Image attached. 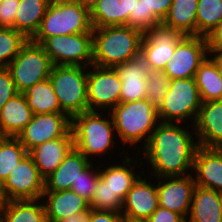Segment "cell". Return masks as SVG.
<instances>
[{"label": "cell", "mask_w": 222, "mask_h": 222, "mask_svg": "<svg viewBox=\"0 0 222 222\" xmlns=\"http://www.w3.org/2000/svg\"><path fill=\"white\" fill-rule=\"evenodd\" d=\"M181 123L159 122L152 132L149 141L137 152L143 151L142 159L147 160L151 169V176H184L192 174L194 157L199 147L194 140V126L188 131ZM194 140V141H193ZM144 149V150H143ZM191 171V172H190ZM190 172V173H188Z\"/></svg>", "instance_id": "1"}, {"label": "cell", "mask_w": 222, "mask_h": 222, "mask_svg": "<svg viewBox=\"0 0 222 222\" xmlns=\"http://www.w3.org/2000/svg\"><path fill=\"white\" fill-rule=\"evenodd\" d=\"M93 65L115 68L141 51L143 34L130 26L93 28Z\"/></svg>", "instance_id": "2"}, {"label": "cell", "mask_w": 222, "mask_h": 222, "mask_svg": "<svg viewBox=\"0 0 222 222\" xmlns=\"http://www.w3.org/2000/svg\"><path fill=\"white\" fill-rule=\"evenodd\" d=\"M101 112V113H100ZM102 111H86L71 118V130L74 136V147L89 160L102 154H111L115 142V126L109 113L102 116ZM108 116V118H107ZM115 142V143H114ZM109 150V152H108ZM91 158V159H90Z\"/></svg>", "instance_id": "3"}, {"label": "cell", "mask_w": 222, "mask_h": 222, "mask_svg": "<svg viewBox=\"0 0 222 222\" xmlns=\"http://www.w3.org/2000/svg\"><path fill=\"white\" fill-rule=\"evenodd\" d=\"M90 11L77 0H51L35 35L30 39L41 44L46 38L78 33H92Z\"/></svg>", "instance_id": "4"}, {"label": "cell", "mask_w": 222, "mask_h": 222, "mask_svg": "<svg viewBox=\"0 0 222 222\" xmlns=\"http://www.w3.org/2000/svg\"><path fill=\"white\" fill-rule=\"evenodd\" d=\"M117 137L123 145L131 147L143 142L147 144L149 138L160 122L157 108L147 99L119 103L110 112ZM142 140V141H141Z\"/></svg>", "instance_id": "5"}, {"label": "cell", "mask_w": 222, "mask_h": 222, "mask_svg": "<svg viewBox=\"0 0 222 222\" xmlns=\"http://www.w3.org/2000/svg\"><path fill=\"white\" fill-rule=\"evenodd\" d=\"M88 67L53 65L49 79L60 108L72 118L88 111L87 76Z\"/></svg>", "instance_id": "6"}, {"label": "cell", "mask_w": 222, "mask_h": 222, "mask_svg": "<svg viewBox=\"0 0 222 222\" xmlns=\"http://www.w3.org/2000/svg\"><path fill=\"white\" fill-rule=\"evenodd\" d=\"M202 100L197 84L193 78H178L170 82V86L157 108L160 122L186 123L190 120V126H194Z\"/></svg>", "instance_id": "7"}, {"label": "cell", "mask_w": 222, "mask_h": 222, "mask_svg": "<svg viewBox=\"0 0 222 222\" xmlns=\"http://www.w3.org/2000/svg\"><path fill=\"white\" fill-rule=\"evenodd\" d=\"M52 66L43 47L29 39L7 69L11 73L17 91L23 93L34 84L48 79Z\"/></svg>", "instance_id": "8"}, {"label": "cell", "mask_w": 222, "mask_h": 222, "mask_svg": "<svg viewBox=\"0 0 222 222\" xmlns=\"http://www.w3.org/2000/svg\"><path fill=\"white\" fill-rule=\"evenodd\" d=\"M40 45L53 65H93L92 33L53 36L46 38Z\"/></svg>", "instance_id": "9"}, {"label": "cell", "mask_w": 222, "mask_h": 222, "mask_svg": "<svg viewBox=\"0 0 222 222\" xmlns=\"http://www.w3.org/2000/svg\"><path fill=\"white\" fill-rule=\"evenodd\" d=\"M89 67L91 69L88 68L87 76L88 111H111L120 103V76L115 68L97 65Z\"/></svg>", "instance_id": "10"}, {"label": "cell", "mask_w": 222, "mask_h": 222, "mask_svg": "<svg viewBox=\"0 0 222 222\" xmlns=\"http://www.w3.org/2000/svg\"><path fill=\"white\" fill-rule=\"evenodd\" d=\"M0 186L6 201L42 199L44 178L28 153Z\"/></svg>", "instance_id": "11"}, {"label": "cell", "mask_w": 222, "mask_h": 222, "mask_svg": "<svg viewBox=\"0 0 222 222\" xmlns=\"http://www.w3.org/2000/svg\"><path fill=\"white\" fill-rule=\"evenodd\" d=\"M208 53L206 37L185 36L176 45L175 52L167 62L164 72L171 80L193 78Z\"/></svg>", "instance_id": "12"}, {"label": "cell", "mask_w": 222, "mask_h": 222, "mask_svg": "<svg viewBox=\"0 0 222 222\" xmlns=\"http://www.w3.org/2000/svg\"><path fill=\"white\" fill-rule=\"evenodd\" d=\"M70 130L71 118L66 113L33 114L17 138L30 152L46 141L64 137Z\"/></svg>", "instance_id": "13"}, {"label": "cell", "mask_w": 222, "mask_h": 222, "mask_svg": "<svg viewBox=\"0 0 222 222\" xmlns=\"http://www.w3.org/2000/svg\"><path fill=\"white\" fill-rule=\"evenodd\" d=\"M184 37L180 31L160 24L143 34L140 52L147 59L152 70H164L175 52L176 45Z\"/></svg>", "instance_id": "14"}, {"label": "cell", "mask_w": 222, "mask_h": 222, "mask_svg": "<svg viewBox=\"0 0 222 222\" xmlns=\"http://www.w3.org/2000/svg\"><path fill=\"white\" fill-rule=\"evenodd\" d=\"M195 187L193 173L184 176L157 177L159 206L187 219Z\"/></svg>", "instance_id": "15"}, {"label": "cell", "mask_w": 222, "mask_h": 222, "mask_svg": "<svg viewBox=\"0 0 222 222\" xmlns=\"http://www.w3.org/2000/svg\"><path fill=\"white\" fill-rule=\"evenodd\" d=\"M142 176L145 175L137 179L123 200L121 213L125 222H145L159 207L157 185Z\"/></svg>", "instance_id": "16"}, {"label": "cell", "mask_w": 222, "mask_h": 222, "mask_svg": "<svg viewBox=\"0 0 222 222\" xmlns=\"http://www.w3.org/2000/svg\"><path fill=\"white\" fill-rule=\"evenodd\" d=\"M121 79L120 103L143 100L147 94V74L152 70L147 59L138 55L115 67Z\"/></svg>", "instance_id": "17"}, {"label": "cell", "mask_w": 222, "mask_h": 222, "mask_svg": "<svg viewBox=\"0 0 222 222\" xmlns=\"http://www.w3.org/2000/svg\"><path fill=\"white\" fill-rule=\"evenodd\" d=\"M194 132L199 146L222 148V100L202 102Z\"/></svg>", "instance_id": "18"}, {"label": "cell", "mask_w": 222, "mask_h": 222, "mask_svg": "<svg viewBox=\"0 0 222 222\" xmlns=\"http://www.w3.org/2000/svg\"><path fill=\"white\" fill-rule=\"evenodd\" d=\"M193 175L197 186L222 193V148H197ZM195 173V174H194Z\"/></svg>", "instance_id": "19"}, {"label": "cell", "mask_w": 222, "mask_h": 222, "mask_svg": "<svg viewBox=\"0 0 222 222\" xmlns=\"http://www.w3.org/2000/svg\"><path fill=\"white\" fill-rule=\"evenodd\" d=\"M73 147L74 136L70 130L64 137L46 141L33 148L29 154L32 156L40 175L45 179L58 168Z\"/></svg>", "instance_id": "20"}, {"label": "cell", "mask_w": 222, "mask_h": 222, "mask_svg": "<svg viewBox=\"0 0 222 222\" xmlns=\"http://www.w3.org/2000/svg\"><path fill=\"white\" fill-rule=\"evenodd\" d=\"M92 163L76 147L64 157L58 168L44 179V192L70 190L80 172Z\"/></svg>", "instance_id": "21"}, {"label": "cell", "mask_w": 222, "mask_h": 222, "mask_svg": "<svg viewBox=\"0 0 222 222\" xmlns=\"http://www.w3.org/2000/svg\"><path fill=\"white\" fill-rule=\"evenodd\" d=\"M42 198L48 222H59L71 215L90 211L89 202L72 190L43 192Z\"/></svg>", "instance_id": "22"}, {"label": "cell", "mask_w": 222, "mask_h": 222, "mask_svg": "<svg viewBox=\"0 0 222 222\" xmlns=\"http://www.w3.org/2000/svg\"><path fill=\"white\" fill-rule=\"evenodd\" d=\"M137 0H102L91 11L93 28L129 26V15H134Z\"/></svg>", "instance_id": "23"}, {"label": "cell", "mask_w": 222, "mask_h": 222, "mask_svg": "<svg viewBox=\"0 0 222 222\" xmlns=\"http://www.w3.org/2000/svg\"><path fill=\"white\" fill-rule=\"evenodd\" d=\"M32 116L33 112L28 107L24 94L18 93L0 110V136L17 137Z\"/></svg>", "instance_id": "24"}, {"label": "cell", "mask_w": 222, "mask_h": 222, "mask_svg": "<svg viewBox=\"0 0 222 222\" xmlns=\"http://www.w3.org/2000/svg\"><path fill=\"white\" fill-rule=\"evenodd\" d=\"M122 164H115L108 167H103L99 165V176L108 184L112 191L123 201L126 194L132 188V185L137 181V179L145 174L144 171L139 172L141 174L134 173V168L138 160L132 159L134 157H125ZM134 166H132L133 164ZM133 167V168H132ZM102 169V170H101ZM133 169V170H132Z\"/></svg>", "instance_id": "25"}, {"label": "cell", "mask_w": 222, "mask_h": 222, "mask_svg": "<svg viewBox=\"0 0 222 222\" xmlns=\"http://www.w3.org/2000/svg\"><path fill=\"white\" fill-rule=\"evenodd\" d=\"M188 215L186 222H222L220 192L196 185Z\"/></svg>", "instance_id": "26"}, {"label": "cell", "mask_w": 222, "mask_h": 222, "mask_svg": "<svg viewBox=\"0 0 222 222\" xmlns=\"http://www.w3.org/2000/svg\"><path fill=\"white\" fill-rule=\"evenodd\" d=\"M199 0H172L162 25L180 31L184 36H196V15Z\"/></svg>", "instance_id": "27"}, {"label": "cell", "mask_w": 222, "mask_h": 222, "mask_svg": "<svg viewBox=\"0 0 222 222\" xmlns=\"http://www.w3.org/2000/svg\"><path fill=\"white\" fill-rule=\"evenodd\" d=\"M0 222H48L43 200L5 201Z\"/></svg>", "instance_id": "28"}, {"label": "cell", "mask_w": 222, "mask_h": 222, "mask_svg": "<svg viewBox=\"0 0 222 222\" xmlns=\"http://www.w3.org/2000/svg\"><path fill=\"white\" fill-rule=\"evenodd\" d=\"M51 0H20L15 17V30L28 40L37 32Z\"/></svg>", "instance_id": "29"}, {"label": "cell", "mask_w": 222, "mask_h": 222, "mask_svg": "<svg viewBox=\"0 0 222 222\" xmlns=\"http://www.w3.org/2000/svg\"><path fill=\"white\" fill-rule=\"evenodd\" d=\"M28 107L33 114L42 113H65L58 102L54 93L50 79L34 84L23 92Z\"/></svg>", "instance_id": "30"}, {"label": "cell", "mask_w": 222, "mask_h": 222, "mask_svg": "<svg viewBox=\"0 0 222 222\" xmlns=\"http://www.w3.org/2000/svg\"><path fill=\"white\" fill-rule=\"evenodd\" d=\"M194 79L202 102L222 100V78L209 56L200 64Z\"/></svg>", "instance_id": "31"}, {"label": "cell", "mask_w": 222, "mask_h": 222, "mask_svg": "<svg viewBox=\"0 0 222 222\" xmlns=\"http://www.w3.org/2000/svg\"><path fill=\"white\" fill-rule=\"evenodd\" d=\"M28 153L17 137L0 136V185Z\"/></svg>", "instance_id": "32"}, {"label": "cell", "mask_w": 222, "mask_h": 222, "mask_svg": "<svg viewBox=\"0 0 222 222\" xmlns=\"http://www.w3.org/2000/svg\"><path fill=\"white\" fill-rule=\"evenodd\" d=\"M222 21V0H199L196 15V36L207 37Z\"/></svg>", "instance_id": "33"}, {"label": "cell", "mask_w": 222, "mask_h": 222, "mask_svg": "<svg viewBox=\"0 0 222 222\" xmlns=\"http://www.w3.org/2000/svg\"><path fill=\"white\" fill-rule=\"evenodd\" d=\"M28 39L14 28L0 27V67H7Z\"/></svg>", "instance_id": "34"}, {"label": "cell", "mask_w": 222, "mask_h": 222, "mask_svg": "<svg viewBox=\"0 0 222 222\" xmlns=\"http://www.w3.org/2000/svg\"><path fill=\"white\" fill-rule=\"evenodd\" d=\"M90 209L97 211L121 212L123 201L112 191L108 184L99 176L93 193Z\"/></svg>", "instance_id": "35"}, {"label": "cell", "mask_w": 222, "mask_h": 222, "mask_svg": "<svg viewBox=\"0 0 222 222\" xmlns=\"http://www.w3.org/2000/svg\"><path fill=\"white\" fill-rule=\"evenodd\" d=\"M146 78L147 94L145 99L158 108L170 86L171 79L164 70H151Z\"/></svg>", "instance_id": "36"}, {"label": "cell", "mask_w": 222, "mask_h": 222, "mask_svg": "<svg viewBox=\"0 0 222 222\" xmlns=\"http://www.w3.org/2000/svg\"><path fill=\"white\" fill-rule=\"evenodd\" d=\"M91 163L85 170L80 172L76 181L72 182L70 190L77 193L80 197L91 202L93 193L99 179V166H93ZM97 167V168H94Z\"/></svg>", "instance_id": "37"}, {"label": "cell", "mask_w": 222, "mask_h": 222, "mask_svg": "<svg viewBox=\"0 0 222 222\" xmlns=\"http://www.w3.org/2000/svg\"><path fill=\"white\" fill-rule=\"evenodd\" d=\"M145 6V32L161 24L172 0H140Z\"/></svg>", "instance_id": "38"}, {"label": "cell", "mask_w": 222, "mask_h": 222, "mask_svg": "<svg viewBox=\"0 0 222 222\" xmlns=\"http://www.w3.org/2000/svg\"><path fill=\"white\" fill-rule=\"evenodd\" d=\"M18 93L10 71L7 67H0V110L9 99Z\"/></svg>", "instance_id": "39"}, {"label": "cell", "mask_w": 222, "mask_h": 222, "mask_svg": "<svg viewBox=\"0 0 222 222\" xmlns=\"http://www.w3.org/2000/svg\"><path fill=\"white\" fill-rule=\"evenodd\" d=\"M20 0H3L0 3V27L14 28Z\"/></svg>", "instance_id": "40"}, {"label": "cell", "mask_w": 222, "mask_h": 222, "mask_svg": "<svg viewBox=\"0 0 222 222\" xmlns=\"http://www.w3.org/2000/svg\"><path fill=\"white\" fill-rule=\"evenodd\" d=\"M145 222H186V219L176 212L159 206Z\"/></svg>", "instance_id": "41"}, {"label": "cell", "mask_w": 222, "mask_h": 222, "mask_svg": "<svg viewBox=\"0 0 222 222\" xmlns=\"http://www.w3.org/2000/svg\"><path fill=\"white\" fill-rule=\"evenodd\" d=\"M88 222H125L121 212L90 209Z\"/></svg>", "instance_id": "42"}, {"label": "cell", "mask_w": 222, "mask_h": 222, "mask_svg": "<svg viewBox=\"0 0 222 222\" xmlns=\"http://www.w3.org/2000/svg\"><path fill=\"white\" fill-rule=\"evenodd\" d=\"M129 26L145 33V6L140 0L135 2L134 15H129Z\"/></svg>", "instance_id": "43"}, {"label": "cell", "mask_w": 222, "mask_h": 222, "mask_svg": "<svg viewBox=\"0 0 222 222\" xmlns=\"http://www.w3.org/2000/svg\"><path fill=\"white\" fill-rule=\"evenodd\" d=\"M209 51L222 53V21L206 37Z\"/></svg>", "instance_id": "44"}, {"label": "cell", "mask_w": 222, "mask_h": 222, "mask_svg": "<svg viewBox=\"0 0 222 222\" xmlns=\"http://www.w3.org/2000/svg\"><path fill=\"white\" fill-rule=\"evenodd\" d=\"M89 212H82L71 215L65 219H62L59 222H88Z\"/></svg>", "instance_id": "45"}, {"label": "cell", "mask_w": 222, "mask_h": 222, "mask_svg": "<svg viewBox=\"0 0 222 222\" xmlns=\"http://www.w3.org/2000/svg\"><path fill=\"white\" fill-rule=\"evenodd\" d=\"M208 56L214 61L218 74L222 78V53L209 51Z\"/></svg>", "instance_id": "46"}, {"label": "cell", "mask_w": 222, "mask_h": 222, "mask_svg": "<svg viewBox=\"0 0 222 222\" xmlns=\"http://www.w3.org/2000/svg\"><path fill=\"white\" fill-rule=\"evenodd\" d=\"M82 7L91 11L102 0H77Z\"/></svg>", "instance_id": "47"}, {"label": "cell", "mask_w": 222, "mask_h": 222, "mask_svg": "<svg viewBox=\"0 0 222 222\" xmlns=\"http://www.w3.org/2000/svg\"><path fill=\"white\" fill-rule=\"evenodd\" d=\"M5 201L6 200L3 196L2 189H1V186H0V217H1V213H2L3 208H4Z\"/></svg>", "instance_id": "48"}, {"label": "cell", "mask_w": 222, "mask_h": 222, "mask_svg": "<svg viewBox=\"0 0 222 222\" xmlns=\"http://www.w3.org/2000/svg\"><path fill=\"white\" fill-rule=\"evenodd\" d=\"M220 213L222 217V193H220Z\"/></svg>", "instance_id": "49"}]
</instances>
